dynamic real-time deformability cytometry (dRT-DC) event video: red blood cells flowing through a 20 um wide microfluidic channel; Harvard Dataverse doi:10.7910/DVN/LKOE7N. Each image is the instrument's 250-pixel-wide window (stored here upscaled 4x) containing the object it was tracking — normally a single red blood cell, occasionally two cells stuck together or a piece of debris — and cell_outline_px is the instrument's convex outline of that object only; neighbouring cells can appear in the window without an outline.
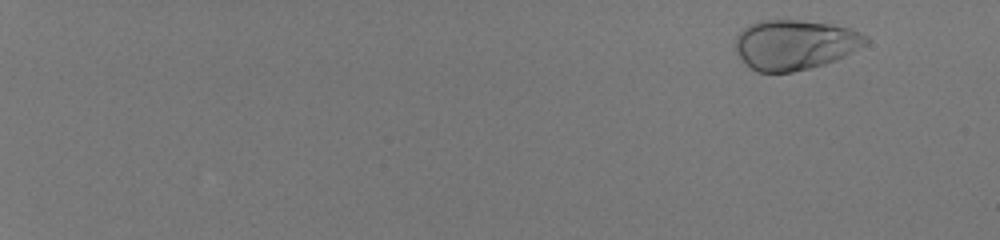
{"species": "human", "species_latin": "Homo sapiens", "temperature_condition": "room temperature", "stored_images_in_passage": 55, "camera_frame_rate_fps": 3000, "um_per_image_px": 0.085, "donor": {"sex": "male"}, "frame": {"image": 1, "passage_image": 5, "time_ms": 1.333, "image_size_px": [1000, 240], "cell_outline_px": [[868, 40], [864, 44], [844, 56], [836, 60], [824, 64], [792, 72], [756, 72], [736, 52], [736, 36], [748, 24], [760, 20], [800, 20], [832, 24], [848, 28], [860, 32], [868, 36]], "centroid_in_image_um": [67.55, 3.78], "position_along_channel_um": 17.4, "area_um2": 37.63}}
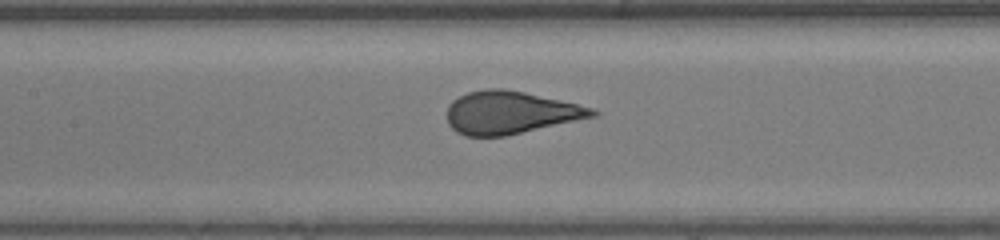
{"frame": {"image": 2, "passage_image": 32, "time_ms": 10.333, "image_size_px": [1000, 240], "cell_outline_px": [[600, 116], [504, 136], [464, 136], [456, 132], [448, 124], [448, 104], [452, 100], [468, 92], [488, 88], [504, 88], [524, 92], [576, 104], [592, 108], [600, 112]], "centroid_in_image_um": [43.38, 9.57], "position_along_channel_um": 164.0, "area_um2": 36.18}}
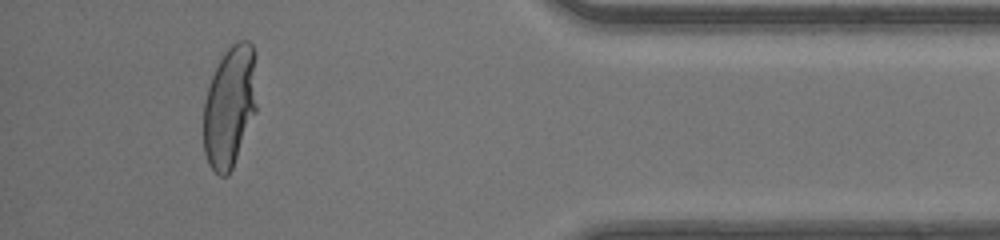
{"frame": {"image": 3, "passage_image": 52, "time_ms": 17.0, "image_size_px": [1000, 240], "cell_outline_px": [[256, 112], [232, 168], [228, 176], [220, 176], [208, 164], [204, 152], [204, 104], [208, 88], [212, 76], [224, 52], [232, 44], [240, 40], [248, 40], [252, 44], [256, 104]], "centroid_in_image_um": [19.51, 9.09], "position_along_channel_um": 415.7, "area_um2": 37.17}, "authors_computed_cell_mechanics": {"area_um2": 36.5874, "velocity_mm_per_s": 4.1886, "shape_relaxation_time_tau1_ms": 3.3945, "shape_relaxation_time_tau2_ms": null, "deformation_change_tau1": 0.2019, "deformation_change_tau2": null}}